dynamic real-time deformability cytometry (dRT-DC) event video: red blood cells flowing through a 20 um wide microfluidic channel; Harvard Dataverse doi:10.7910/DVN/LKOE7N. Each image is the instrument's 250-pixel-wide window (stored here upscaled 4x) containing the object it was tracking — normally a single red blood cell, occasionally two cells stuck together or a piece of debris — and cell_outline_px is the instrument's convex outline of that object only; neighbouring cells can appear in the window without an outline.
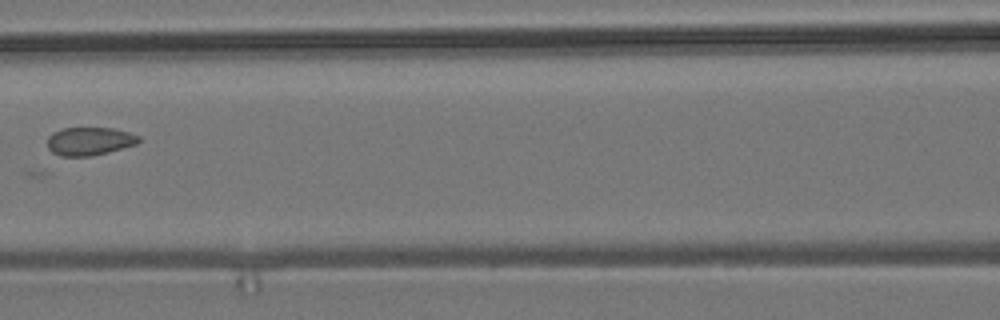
{"species": "common noctule bat (a hibernating species)", "species_latin": "Nyctalus noctula", "temperature_condition": "room temperature", "stored_images_in_passage": 8, "camera_frame_rate_fps": 3000, "um_per_image_px": 0.085, "animal": {"sex": "male", "body_mass_g": 19.2, "forearm_length_mm": 51.8}, "frame": {"image": 1, "passage_image": 7, "time_ms": 2.0, "image_size_px": [1000, 320], "cell_outline_px": [[140, 140], [136, 144], [108, 152], [92, 156], [60, 156], [52, 152], [48, 148], [48, 136], [52, 132], [64, 128], [112, 128], [128, 132], [140, 136]], "centroid_in_image_um": [7.59, 12.0], "position_along_channel_um": 159.0, "area_um2": 14.97}}
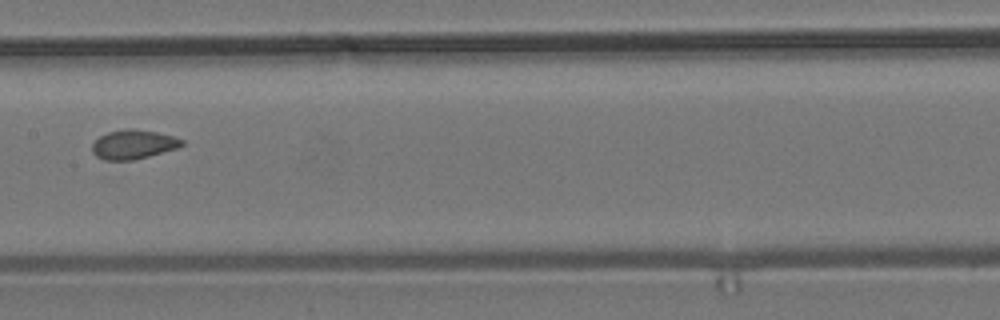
{"frame": {"image": 2, "passage_image": 8, "time_ms": 2.333, "image_size_px": [1000, 320], "cell_outline_px": [[184, 144], [176, 148], [148, 156], [132, 160], [104, 160], [96, 156], [92, 152], [92, 144], [100, 136], [108, 132], [128, 128], [132, 128], [156, 132], [172, 136], [184, 140]], "centroid_in_image_um": [11.31, 12.27], "position_along_channel_um": 196.1, "area_um2": 15.09}}